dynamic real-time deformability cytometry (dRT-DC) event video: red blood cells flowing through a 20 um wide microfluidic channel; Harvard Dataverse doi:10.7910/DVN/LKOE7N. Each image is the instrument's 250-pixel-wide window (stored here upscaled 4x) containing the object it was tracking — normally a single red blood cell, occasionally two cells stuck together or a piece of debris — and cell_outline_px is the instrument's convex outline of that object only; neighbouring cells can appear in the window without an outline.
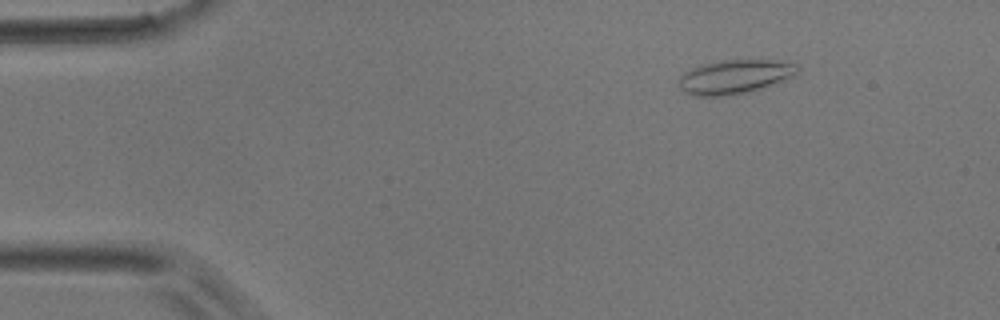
{"species": "common noctule bat (a hibernating species)", "species_latin": "Nyctalus noctula", "temperature_condition": "room temperature", "stored_images_in_passage": 47, "camera_frame_rate_fps": 3000, "um_per_image_px": 0.085, "animal": {"sex": "male", "body_mass_g": 17.9}, "frame": {"image": 1, "passage_image": 5, "time_ms": 1.333, "image_size_px": [1000, 320], "cell_outline_px": [[800, 64], [796, 72], [780, 80], [760, 88], [744, 92], [720, 96], [692, 96], [684, 92], [680, 88], [676, 80], [684, 72], [692, 68], [704, 64], [720, 60], [772, 60]], "centroid_in_image_um": [62.34, 6.51], "position_along_channel_um": 22.7, "area_um2": 23.06}}
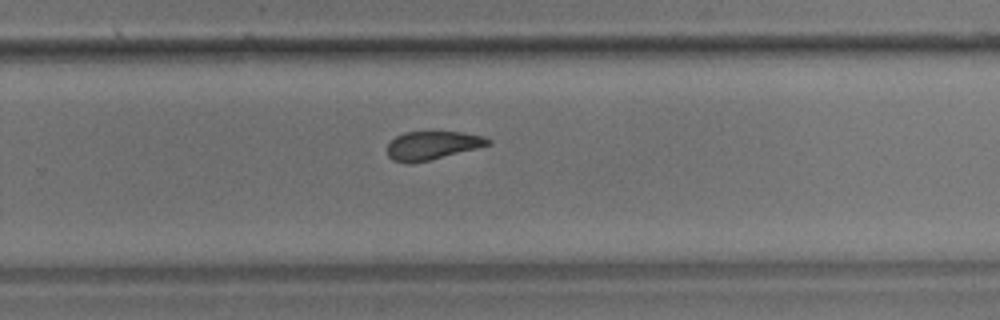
{"frame": {"image": 2, "passage_image": 30, "time_ms": 9.667, "image_size_px": [1000, 320], "cell_outline_px": [[492, 144], [412, 164], [404, 164], [392, 160], [388, 156], [388, 144], [396, 136], [404, 132], [464, 132], [484, 136], [492, 140]], "centroid_in_image_um": [36.74, 12.36], "position_along_channel_um": 293.1, "area_um2": 16.7}}
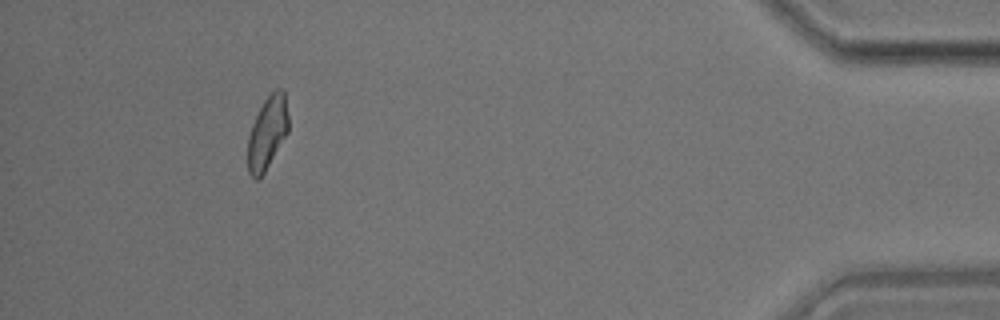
{"frame": {"image": 3, "passage_image": 43, "time_ms": 14.0, "image_size_px": [1000, 320], "cell_outline_px": [[288, 132], [264, 172], [256, 180], [248, 172], [248, 136], [252, 124], [264, 100], [276, 88], [284, 88], [288, 116]], "centroid_in_image_um": [22.73, 11.25], "position_along_channel_um": 412.5, "area_um2": 17.05}}